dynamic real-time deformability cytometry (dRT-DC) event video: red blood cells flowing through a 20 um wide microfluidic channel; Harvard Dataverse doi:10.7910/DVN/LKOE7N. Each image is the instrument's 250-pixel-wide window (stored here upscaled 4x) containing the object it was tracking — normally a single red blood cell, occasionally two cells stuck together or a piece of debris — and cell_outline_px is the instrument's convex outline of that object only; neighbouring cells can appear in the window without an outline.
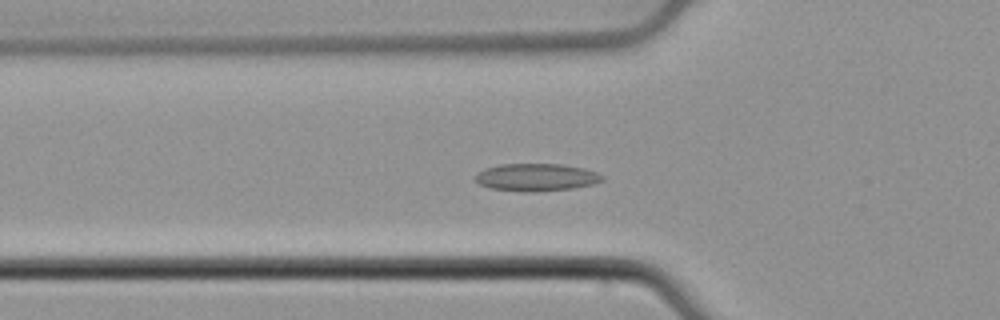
{"species": "common noctule bat (a hibernating species)", "species_latin": "Nyctalus noctula", "temperature_condition": "cold", "stored_images_in_passage": 54, "camera_frame_rate_fps": 3000, "um_per_image_px": 0.085, "animal": {"sex": "male", "body_mass_g": 21.5, "forearm_length_mm": 52.0}, "frame": {"image": 1, "passage_image": 19, "time_ms": 6.0, "image_size_px": [1000, 320], "cell_outline_px": [[604, 180], [592, 184], [572, 188], [536, 192], [528, 192], [488, 188], [480, 184], [476, 180], [476, 172], [484, 168], [500, 164], [560, 164], [584, 168], [596, 172], [604, 176]], "centroid_in_image_um": [45.57, 15.07], "position_along_channel_um": 80.2, "area_um2": 20.4}}
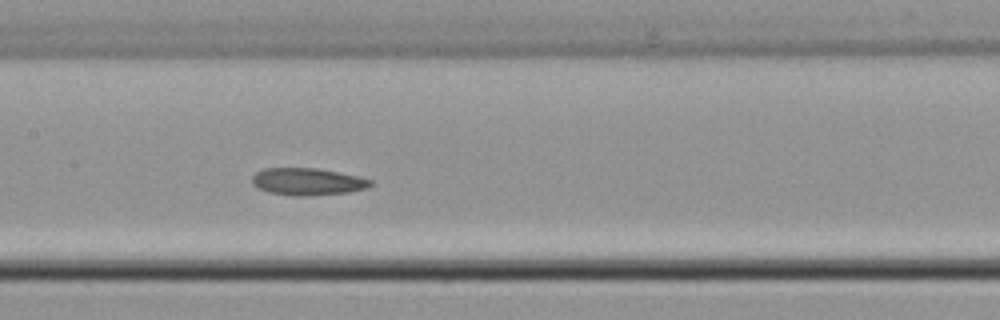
{"frame": {"image": 2, "passage_image": 27, "time_ms": 8.667, "image_size_px": [1000, 320], "cell_outline_px": [[372, 184], [368, 188], [348, 192], [312, 196], [292, 196], [268, 192], [256, 188], [252, 184], [252, 176], [256, 172], [264, 168], [316, 168], [360, 176], [372, 180]], "centroid_in_image_um": [26.13, 15.44], "position_along_channel_um": 181.3, "area_um2": 19.02}}
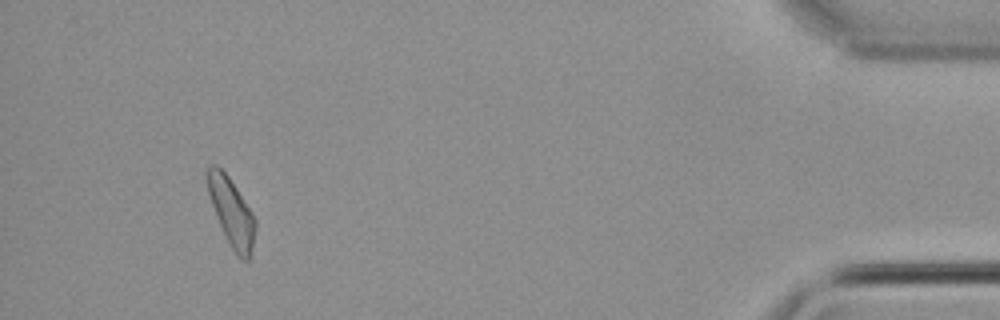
{"frame": {"image": 3, "passage_image": 51, "time_ms": 16.667, "image_size_px": [1000, 320], "cell_outline_px": [[256, 228], [252, 252], [248, 260], [240, 260], [236, 256], [220, 224], [212, 204], [208, 192], [204, 176], [204, 172], [208, 164], [216, 164], [228, 176], [252, 212], [256, 220]], "centroid_in_image_um": [19.66, 17.99], "position_along_channel_um": 415.5, "area_um2": 19.02}}